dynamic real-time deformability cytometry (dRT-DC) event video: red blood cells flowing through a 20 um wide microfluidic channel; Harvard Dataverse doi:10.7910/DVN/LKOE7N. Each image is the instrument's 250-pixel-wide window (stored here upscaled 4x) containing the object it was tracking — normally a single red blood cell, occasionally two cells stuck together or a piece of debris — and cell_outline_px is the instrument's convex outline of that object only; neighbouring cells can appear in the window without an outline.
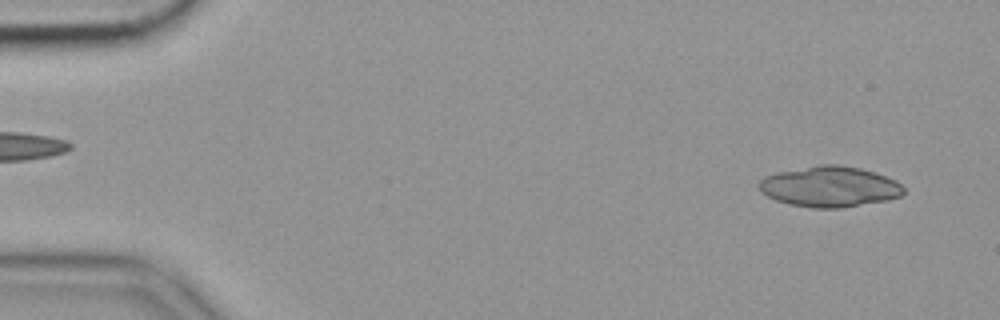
{"species": "common noctule bat (a hibernating species)", "species_latin": "Nyctalus noctula", "temperature_condition": "cold", "stored_images_in_passage": 43, "segment_of_instrument_passage": [1, 2], "camera_frame_rate_fps": 3000, "um_per_image_px": 0.085, "animal": {"sex": "female", "body_mass_g": 19.9}, "frame": {"image": 1, "passage_image": 4, "time_ms": 1.0, "image_size_px": [1000, 320], "cell_outline_px": [[904, 192], [900, 196], [888, 200], [840, 208], [812, 208], [788, 204], [776, 200], [760, 192], [756, 184], [764, 176], [776, 172], [820, 164], [840, 164], [860, 168], [876, 172], [896, 180], [904, 188]], "centroid_in_image_um": [70.49, 15.86], "position_along_channel_um": 14.5, "area_um2": 34.62}}